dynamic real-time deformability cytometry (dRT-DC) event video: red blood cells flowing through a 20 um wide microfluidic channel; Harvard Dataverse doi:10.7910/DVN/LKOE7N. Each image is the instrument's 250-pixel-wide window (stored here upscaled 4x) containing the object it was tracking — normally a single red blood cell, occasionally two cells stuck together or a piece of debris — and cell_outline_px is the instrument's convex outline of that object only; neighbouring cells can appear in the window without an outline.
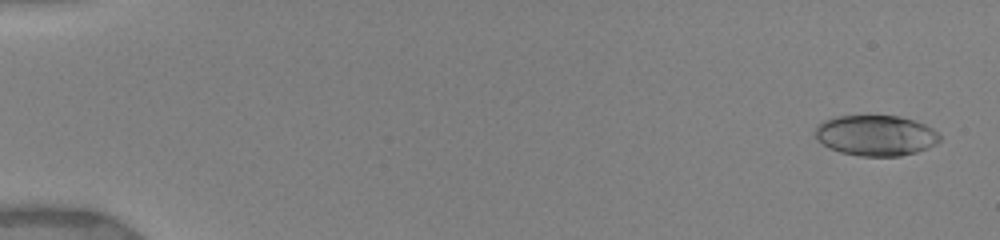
{"species": "human", "species_latin": "Homo sapiens", "temperature_condition": "warm", "stored_images_in_passage": 62, "camera_frame_rate_fps": 3000, "um_per_image_px": 0.085, "donor": {"sex": "female"}, "frame": {"image": 1, "passage_image": 3, "time_ms": 0.333, "image_size_px": [1000, 240], "cell_outline_px": [[940, 140], [936, 144], [928, 148], [916, 152], [900, 156], [860, 156], [840, 152], [828, 148], [816, 136], [816, 128], [824, 120], [836, 116], [900, 116], [924, 124], [932, 128], [940, 136]], "centroid_in_image_um": [74.46, 11.52], "position_along_channel_um": 10.5, "area_um2": 29.25}}
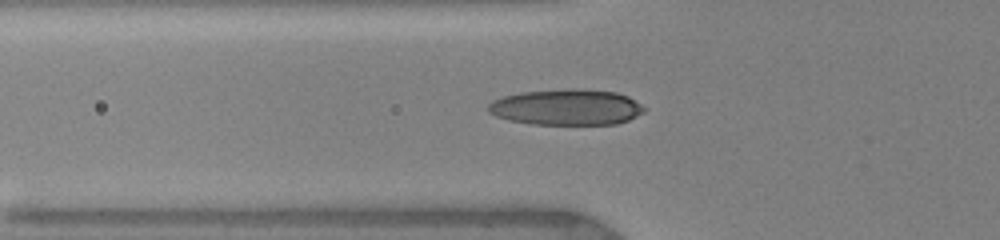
{"frame": {"image": 2, "passage_image": 29, "time_ms": 6.0, "image_size_px": [1000, 240], "cell_outline_px": [[644, 112], [628, 120], [616, 124], [532, 124], [508, 120], [496, 116], [488, 112], [488, 104], [492, 100], [504, 96], [520, 92], [568, 88], [576, 88], [616, 92], [628, 96], [640, 104], [644, 108]], "centroid_in_image_um": [48.12, 9.1], "position_along_channel_um": 77.7, "area_um2": 32.71}}
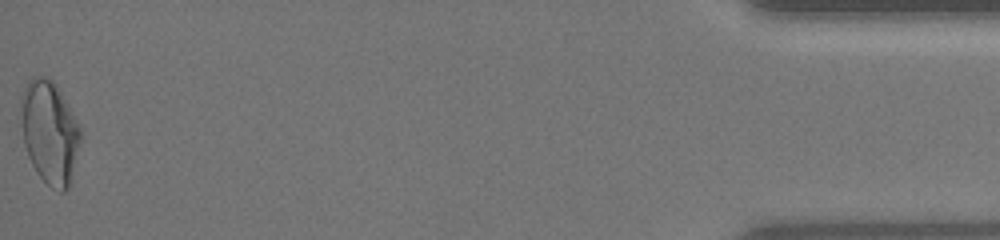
{"frame": {"image": 3, "passage_image": 62, "time_ms": 17.0, "image_size_px": [1000, 240], "cell_outline_px": [[80, 140], [68, 188], [64, 192], [60, 192], [52, 188], [36, 172], [28, 156], [24, 144], [20, 104], [20, 96], [28, 80], [32, 76], [44, 76], [52, 80], [56, 84], [76, 120], [80, 128]], "centroid_in_image_um": [4.18, 11.21], "position_along_channel_um": 431.0, "area_um2": 35.32}, "authors_computed_cell_mechanics": {"area_um2": 29.9404, "velocity_mm_per_s": 3.9781, "shape_relaxation_time_tau1_ms": 6.1041, "shape_relaxation_time_tau2_ms": 2.2858, "deformation_change_tau1": 0.2092, "deformation_change_tau2": 0.0577}}